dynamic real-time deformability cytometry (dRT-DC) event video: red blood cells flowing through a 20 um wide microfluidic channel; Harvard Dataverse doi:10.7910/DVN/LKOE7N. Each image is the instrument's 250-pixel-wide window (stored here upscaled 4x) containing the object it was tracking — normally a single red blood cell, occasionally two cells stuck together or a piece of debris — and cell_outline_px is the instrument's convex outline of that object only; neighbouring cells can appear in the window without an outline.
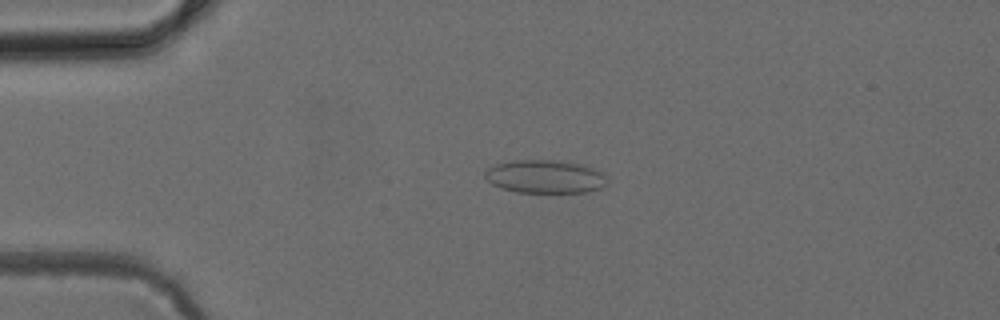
{"species": "common noctule bat (a hibernating species)", "species_latin": "Nyctalus noctula", "temperature_condition": "cold", "stored_images_in_passage": 48, "camera_frame_rate_fps": 3000, "um_per_image_px": 0.085, "animal": {"sex": "female", "body_mass_g": 24.6, "forearm_length_mm": 56.2}, "frame": {"image": 1, "passage_image": 11, "time_ms": 3.333, "image_size_px": [1000, 320], "cell_outline_px": [[608, 180], [604, 188], [588, 192], [516, 192], [492, 184], [484, 176], [484, 172], [488, 168], [496, 164], [512, 160], [556, 160], [580, 164], [596, 168], [604, 172]], "centroid_in_image_um": [46.39, 15.01], "position_along_channel_um": 38.6, "area_um2": 23.87}}
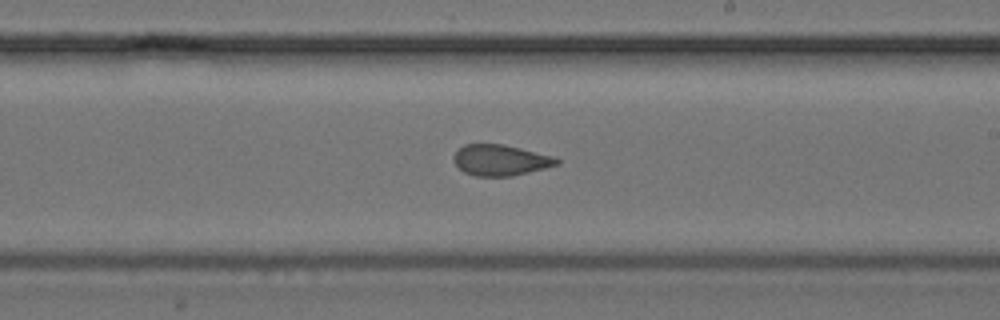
{"frame": {"image": 2, "passage_image": 28, "time_ms": 9.0, "image_size_px": [1000, 320], "cell_outline_px": [[560, 164], [512, 176], [476, 176], [464, 172], [452, 160], [452, 156], [464, 144], [504, 144], [556, 156], [560, 160]], "centroid_in_image_um": [42.56, 13.6], "position_along_channel_um": 246.4, "area_um2": 18.67}}
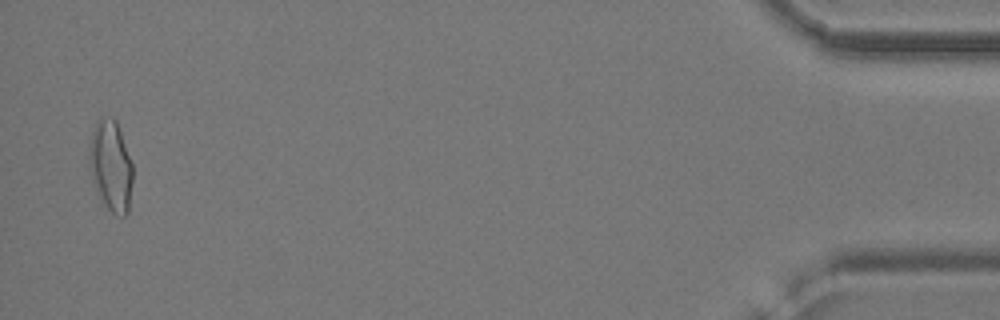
{"frame": {"image": 3, "passage_image": 47, "time_ms": 15.333, "image_size_px": [1000, 320], "cell_outline_px": [[132, 180], [128, 212], [124, 216], [112, 212], [108, 208], [92, 180], [88, 168], [88, 148], [92, 132], [96, 120], [100, 116], [112, 116], [116, 120], [132, 164]], "centroid_in_image_um": [9.39, 14.02], "position_along_channel_um": 425.8, "area_um2": 22.95}}